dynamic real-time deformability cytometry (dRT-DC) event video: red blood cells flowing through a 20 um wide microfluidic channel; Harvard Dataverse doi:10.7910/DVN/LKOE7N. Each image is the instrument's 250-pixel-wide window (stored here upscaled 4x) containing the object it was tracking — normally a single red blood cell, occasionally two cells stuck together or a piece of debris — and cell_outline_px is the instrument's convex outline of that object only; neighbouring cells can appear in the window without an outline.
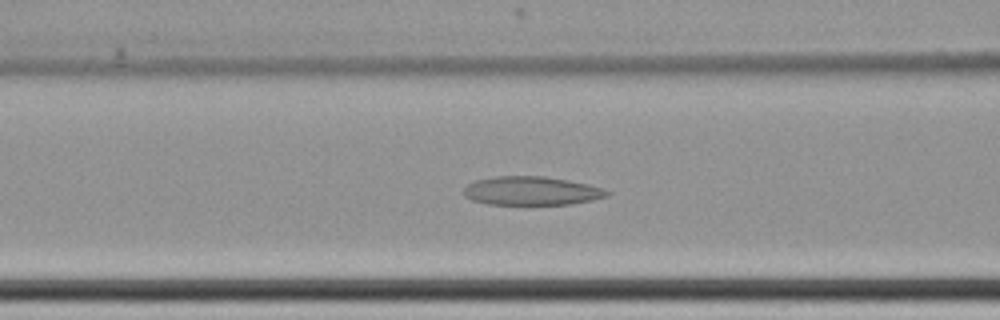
{"species": "common noctule bat (a hibernating species)", "species_latin": "Nyctalus noctula", "temperature_condition": "cold", "stored_images_in_passage": 55, "camera_frame_rate_fps": 3000, "um_per_image_px": 0.085, "animal": {"sex": "female", "body_mass_g": 22.7, "forearm_length_mm": 54.2}, "frame": {"image": 1, "passage_image": 20, "time_ms": 6.333, "image_size_px": [1000, 320], "cell_outline_px": [[612, 192], [608, 196], [592, 200], [572, 204], [488, 204], [472, 200], [464, 196], [464, 188], [468, 184], [476, 180], [496, 176], [544, 176], [568, 180], [588, 184], [604, 188]], "centroid_in_image_um": [45.21, 16.22], "position_along_channel_um": 121.4, "area_um2": 23.99}}
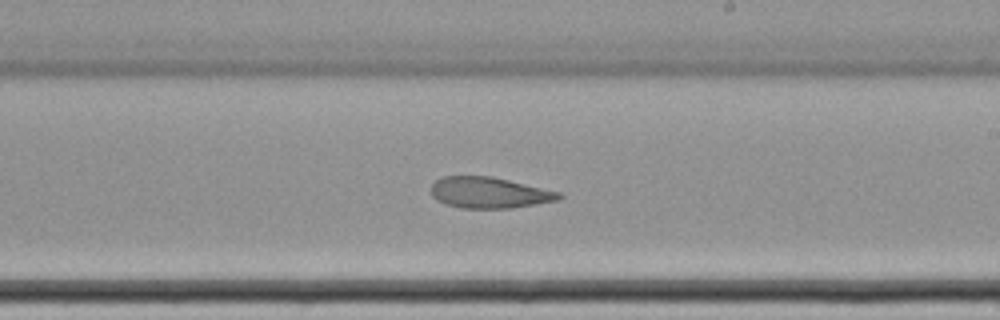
{"frame": {"image": 2, "passage_image": 31, "time_ms": 10.0, "image_size_px": [1000, 320], "cell_outline_px": [[564, 196], [560, 200], [512, 208], [460, 208], [444, 204], [436, 200], [432, 196], [432, 184], [436, 180], [444, 176], [492, 176], [560, 192]], "centroid_in_image_um": [41.59, 16.38], "position_along_channel_um": 247.4, "area_um2": 23.24}}
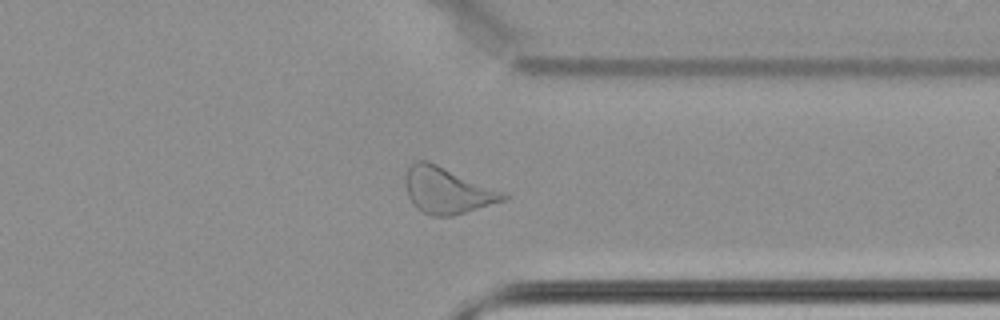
{"frame": {"image": 3, "passage_image": 42, "time_ms": 13.667, "image_size_px": [1000, 320], "cell_outline_px": [[512, 196], [504, 200], [452, 216], [432, 216], [420, 212], [412, 204], [408, 196], [404, 184], [404, 180], [408, 164], [416, 160], [428, 160], [508, 192]], "centroid_in_image_um": [38.01, 16.16], "position_along_channel_um": 373.4, "area_um2": 27.11}, "authors_computed_cell_mechanics": {"area_um2": 26.9926, "velocity_mm_per_s": 3.444, "shape_relaxation_time_tau1_ms": null, "shape_relaxation_time_tau2_ms": 6.0551, "deformation_change_tau1": null, "deformation_change_tau2": 0.1322}}